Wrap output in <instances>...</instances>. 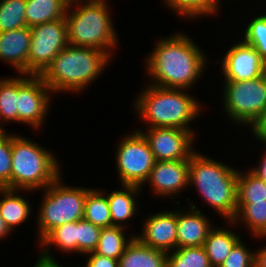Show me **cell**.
I'll list each match as a JSON object with an SVG mask.
<instances>
[{"mask_svg":"<svg viewBox=\"0 0 266 267\" xmlns=\"http://www.w3.org/2000/svg\"><path fill=\"white\" fill-rule=\"evenodd\" d=\"M154 47L145 60L149 84L190 91L204 75L207 58L187 34L160 38Z\"/></svg>","mask_w":266,"mask_h":267,"instance_id":"obj_1","label":"cell"},{"mask_svg":"<svg viewBox=\"0 0 266 267\" xmlns=\"http://www.w3.org/2000/svg\"><path fill=\"white\" fill-rule=\"evenodd\" d=\"M111 57L100 49L67 45L39 75L52 93L82 92L109 66Z\"/></svg>","mask_w":266,"mask_h":267,"instance_id":"obj_2","label":"cell"},{"mask_svg":"<svg viewBox=\"0 0 266 267\" xmlns=\"http://www.w3.org/2000/svg\"><path fill=\"white\" fill-rule=\"evenodd\" d=\"M144 87L134 101V108L148 128H179L196 135L189 124L200 115L202 107L193 95L185 89L164 88L148 83Z\"/></svg>","mask_w":266,"mask_h":267,"instance_id":"obj_3","label":"cell"},{"mask_svg":"<svg viewBox=\"0 0 266 267\" xmlns=\"http://www.w3.org/2000/svg\"><path fill=\"white\" fill-rule=\"evenodd\" d=\"M108 4L107 0L69 1L64 17L69 45L100 49L113 57L119 39Z\"/></svg>","mask_w":266,"mask_h":267,"instance_id":"obj_4","label":"cell"},{"mask_svg":"<svg viewBox=\"0 0 266 267\" xmlns=\"http://www.w3.org/2000/svg\"><path fill=\"white\" fill-rule=\"evenodd\" d=\"M238 171L197 150L189 158V185L226 221L236 215Z\"/></svg>","mask_w":266,"mask_h":267,"instance_id":"obj_5","label":"cell"},{"mask_svg":"<svg viewBox=\"0 0 266 267\" xmlns=\"http://www.w3.org/2000/svg\"><path fill=\"white\" fill-rule=\"evenodd\" d=\"M11 189L32 192L45 189L62 173L55 154L32 142L30 138L11 133Z\"/></svg>","mask_w":266,"mask_h":267,"instance_id":"obj_6","label":"cell"},{"mask_svg":"<svg viewBox=\"0 0 266 267\" xmlns=\"http://www.w3.org/2000/svg\"><path fill=\"white\" fill-rule=\"evenodd\" d=\"M62 175L43 189L37 229L38 243L55 227L84 218L87 192L91 188L69 186L62 183Z\"/></svg>","mask_w":266,"mask_h":267,"instance_id":"obj_7","label":"cell"},{"mask_svg":"<svg viewBox=\"0 0 266 267\" xmlns=\"http://www.w3.org/2000/svg\"><path fill=\"white\" fill-rule=\"evenodd\" d=\"M223 106L229 120L252 129L266 110V73L247 81H223Z\"/></svg>","mask_w":266,"mask_h":267,"instance_id":"obj_8","label":"cell"},{"mask_svg":"<svg viewBox=\"0 0 266 267\" xmlns=\"http://www.w3.org/2000/svg\"><path fill=\"white\" fill-rule=\"evenodd\" d=\"M118 143L115 153L120 184L145 187L155 163L147 140L140 131L135 130Z\"/></svg>","mask_w":266,"mask_h":267,"instance_id":"obj_9","label":"cell"},{"mask_svg":"<svg viewBox=\"0 0 266 267\" xmlns=\"http://www.w3.org/2000/svg\"><path fill=\"white\" fill-rule=\"evenodd\" d=\"M30 31L28 74L40 75L68 45L66 22L64 18L58 19L33 26Z\"/></svg>","mask_w":266,"mask_h":267,"instance_id":"obj_10","label":"cell"},{"mask_svg":"<svg viewBox=\"0 0 266 267\" xmlns=\"http://www.w3.org/2000/svg\"><path fill=\"white\" fill-rule=\"evenodd\" d=\"M51 92L39 75H18V122L33 129L42 128L50 109Z\"/></svg>","mask_w":266,"mask_h":267,"instance_id":"obj_11","label":"cell"},{"mask_svg":"<svg viewBox=\"0 0 266 267\" xmlns=\"http://www.w3.org/2000/svg\"><path fill=\"white\" fill-rule=\"evenodd\" d=\"M140 131L147 140L155 161H176L186 160L196 151L195 135L179 128H147Z\"/></svg>","mask_w":266,"mask_h":267,"instance_id":"obj_12","label":"cell"},{"mask_svg":"<svg viewBox=\"0 0 266 267\" xmlns=\"http://www.w3.org/2000/svg\"><path fill=\"white\" fill-rule=\"evenodd\" d=\"M222 60L223 81H247L266 73V62L244 41L233 44Z\"/></svg>","mask_w":266,"mask_h":267,"instance_id":"obj_13","label":"cell"},{"mask_svg":"<svg viewBox=\"0 0 266 267\" xmlns=\"http://www.w3.org/2000/svg\"><path fill=\"white\" fill-rule=\"evenodd\" d=\"M150 189L157 197L174 199L189 186V158L176 161H155L148 180ZM168 195V196H167ZM174 196V197H173Z\"/></svg>","mask_w":266,"mask_h":267,"instance_id":"obj_14","label":"cell"},{"mask_svg":"<svg viewBox=\"0 0 266 267\" xmlns=\"http://www.w3.org/2000/svg\"><path fill=\"white\" fill-rule=\"evenodd\" d=\"M142 224V234L135 235L142 244L167 253L177 248V208L148 215Z\"/></svg>","mask_w":266,"mask_h":267,"instance_id":"obj_15","label":"cell"},{"mask_svg":"<svg viewBox=\"0 0 266 267\" xmlns=\"http://www.w3.org/2000/svg\"><path fill=\"white\" fill-rule=\"evenodd\" d=\"M189 205L190 208L184 211L177 208V248L203 246L213 228L209 217L203 215L195 205Z\"/></svg>","mask_w":266,"mask_h":267,"instance_id":"obj_16","label":"cell"},{"mask_svg":"<svg viewBox=\"0 0 266 267\" xmlns=\"http://www.w3.org/2000/svg\"><path fill=\"white\" fill-rule=\"evenodd\" d=\"M31 42L30 28L0 33V61L10 64L19 74H28V56Z\"/></svg>","mask_w":266,"mask_h":267,"instance_id":"obj_17","label":"cell"},{"mask_svg":"<svg viewBox=\"0 0 266 267\" xmlns=\"http://www.w3.org/2000/svg\"><path fill=\"white\" fill-rule=\"evenodd\" d=\"M121 189L106 194L112 225L124 227L125 221H129L137 214V195L143 189L136 185H121Z\"/></svg>","mask_w":266,"mask_h":267,"instance_id":"obj_18","label":"cell"},{"mask_svg":"<svg viewBox=\"0 0 266 267\" xmlns=\"http://www.w3.org/2000/svg\"><path fill=\"white\" fill-rule=\"evenodd\" d=\"M168 253L142 244L136 237L118 260L119 267H167Z\"/></svg>","mask_w":266,"mask_h":267,"instance_id":"obj_19","label":"cell"},{"mask_svg":"<svg viewBox=\"0 0 266 267\" xmlns=\"http://www.w3.org/2000/svg\"><path fill=\"white\" fill-rule=\"evenodd\" d=\"M51 245L56 246V249L65 252L77 253V221L65 223L59 227L52 229L40 242L41 252L39 257L46 261H56V257L50 251Z\"/></svg>","mask_w":266,"mask_h":267,"instance_id":"obj_20","label":"cell"},{"mask_svg":"<svg viewBox=\"0 0 266 267\" xmlns=\"http://www.w3.org/2000/svg\"><path fill=\"white\" fill-rule=\"evenodd\" d=\"M20 190L0 188V215L10 231L24 223L32 213L30 202L18 193Z\"/></svg>","mask_w":266,"mask_h":267,"instance_id":"obj_21","label":"cell"},{"mask_svg":"<svg viewBox=\"0 0 266 267\" xmlns=\"http://www.w3.org/2000/svg\"><path fill=\"white\" fill-rule=\"evenodd\" d=\"M224 228L213 227L203 244L212 267H219L233 247L241 240L237 233Z\"/></svg>","mask_w":266,"mask_h":267,"instance_id":"obj_22","label":"cell"},{"mask_svg":"<svg viewBox=\"0 0 266 267\" xmlns=\"http://www.w3.org/2000/svg\"><path fill=\"white\" fill-rule=\"evenodd\" d=\"M70 0H26L27 27L63 19Z\"/></svg>","mask_w":266,"mask_h":267,"instance_id":"obj_23","label":"cell"},{"mask_svg":"<svg viewBox=\"0 0 266 267\" xmlns=\"http://www.w3.org/2000/svg\"><path fill=\"white\" fill-rule=\"evenodd\" d=\"M228 224H238L241 222L243 226L249 229L252 236L259 238L266 237V200L260 202H252L251 204H237L236 215Z\"/></svg>","mask_w":266,"mask_h":267,"instance_id":"obj_24","label":"cell"},{"mask_svg":"<svg viewBox=\"0 0 266 267\" xmlns=\"http://www.w3.org/2000/svg\"><path fill=\"white\" fill-rule=\"evenodd\" d=\"M125 229V227L115 225L101 228L99 242L94 250V253L119 260L121 255L124 253L126 246L135 237V234L130 235L131 237H128L129 239L125 237Z\"/></svg>","mask_w":266,"mask_h":267,"instance_id":"obj_25","label":"cell"},{"mask_svg":"<svg viewBox=\"0 0 266 267\" xmlns=\"http://www.w3.org/2000/svg\"><path fill=\"white\" fill-rule=\"evenodd\" d=\"M103 190L91 188L86 195L84 207V219L94 225L105 228L112 225L108 198Z\"/></svg>","mask_w":266,"mask_h":267,"instance_id":"obj_26","label":"cell"},{"mask_svg":"<svg viewBox=\"0 0 266 267\" xmlns=\"http://www.w3.org/2000/svg\"><path fill=\"white\" fill-rule=\"evenodd\" d=\"M0 130L4 123H18V76L0 79Z\"/></svg>","mask_w":266,"mask_h":267,"instance_id":"obj_27","label":"cell"},{"mask_svg":"<svg viewBox=\"0 0 266 267\" xmlns=\"http://www.w3.org/2000/svg\"><path fill=\"white\" fill-rule=\"evenodd\" d=\"M164 6L185 18L196 19L218 13L220 0H163Z\"/></svg>","mask_w":266,"mask_h":267,"instance_id":"obj_28","label":"cell"},{"mask_svg":"<svg viewBox=\"0 0 266 267\" xmlns=\"http://www.w3.org/2000/svg\"><path fill=\"white\" fill-rule=\"evenodd\" d=\"M237 204H251L266 200V183L252 174L238 171Z\"/></svg>","mask_w":266,"mask_h":267,"instance_id":"obj_29","label":"cell"},{"mask_svg":"<svg viewBox=\"0 0 266 267\" xmlns=\"http://www.w3.org/2000/svg\"><path fill=\"white\" fill-rule=\"evenodd\" d=\"M171 252H168L167 267H212L203 246L180 247Z\"/></svg>","mask_w":266,"mask_h":267,"instance_id":"obj_30","label":"cell"},{"mask_svg":"<svg viewBox=\"0 0 266 267\" xmlns=\"http://www.w3.org/2000/svg\"><path fill=\"white\" fill-rule=\"evenodd\" d=\"M26 0H0V33L27 26Z\"/></svg>","mask_w":266,"mask_h":267,"instance_id":"obj_31","label":"cell"},{"mask_svg":"<svg viewBox=\"0 0 266 267\" xmlns=\"http://www.w3.org/2000/svg\"><path fill=\"white\" fill-rule=\"evenodd\" d=\"M243 41L254 47L266 62V14L252 19L244 28Z\"/></svg>","mask_w":266,"mask_h":267,"instance_id":"obj_32","label":"cell"},{"mask_svg":"<svg viewBox=\"0 0 266 267\" xmlns=\"http://www.w3.org/2000/svg\"><path fill=\"white\" fill-rule=\"evenodd\" d=\"M101 228L84 218L77 221V253L94 252L100 237Z\"/></svg>","mask_w":266,"mask_h":267,"instance_id":"obj_33","label":"cell"},{"mask_svg":"<svg viewBox=\"0 0 266 267\" xmlns=\"http://www.w3.org/2000/svg\"><path fill=\"white\" fill-rule=\"evenodd\" d=\"M219 267H258V250L249 251L241 239Z\"/></svg>","mask_w":266,"mask_h":267,"instance_id":"obj_34","label":"cell"},{"mask_svg":"<svg viewBox=\"0 0 266 267\" xmlns=\"http://www.w3.org/2000/svg\"><path fill=\"white\" fill-rule=\"evenodd\" d=\"M11 134L0 130V188L11 189Z\"/></svg>","mask_w":266,"mask_h":267,"instance_id":"obj_35","label":"cell"},{"mask_svg":"<svg viewBox=\"0 0 266 267\" xmlns=\"http://www.w3.org/2000/svg\"><path fill=\"white\" fill-rule=\"evenodd\" d=\"M87 258V263L84 267H119L118 260L101 256L97 253L90 252Z\"/></svg>","mask_w":266,"mask_h":267,"instance_id":"obj_36","label":"cell"},{"mask_svg":"<svg viewBox=\"0 0 266 267\" xmlns=\"http://www.w3.org/2000/svg\"><path fill=\"white\" fill-rule=\"evenodd\" d=\"M250 130L253 136L259 140L258 142H262V144L266 143V110L262 118Z\"/></svg>","mask_w":266,"mask_h":267,"instance_id":"obj_37","label":"cell"},{"mask_svg":"<svg viewBox=\"0 0 266 267\" xmlns=\"http://www.w3.org/2000/svg\"><path fill=\"white\" fill-rule=\"evenodd\" d=\"M266 147V143L263 145ZM266 150V149H265ZM261 155V160L258 166H253L249 171L254 174L259 179L263 180L266 183V151Z\"/></svg>","mask_w":266,"mask_h":267,"instance_id":"obj_38","label":"cell"},{"mask_svg":"<svg viewBox=\"0 0 266 267\" xmlns=\"http://www.w3.org/2000/svg\"><path fill=\"white\" fill-rule=\"evenodd\" d=\"M57 262L58 261H46L39 257L33 267H61Z\"/></svg>","mask_w":266,"mask_h":267,"instance_id":"obj_39","label":"cell"},{"mask_svg":"<svg viewBox=\"0 0 266 267\" xmlns=\"http://www.w3.org/2000/svg\"><path fill=\"white\" fill-rule=\"evenodd\" d=\"M12 232L10 231V229L7 227L4 219L1 217L0 215V239H4L8 238V236L11 234Z\"/></svg>","mask_w":266,"mask_h":267,"instance_id":"obj_40","label":"cell"},{"mask_svg":"<svg viewBox=\"0 0 266 267\" xmlns=\"http://www.w3.org/2000/svg\"><path fill=\"white\" fill-rule=\"evenodd\" d=\"M258 267H266V246L258 249Z\"/></svg>","mask_w":266,"mask_h":267,"instance_id":"obj_41","label":"cell"}]
</instances>
